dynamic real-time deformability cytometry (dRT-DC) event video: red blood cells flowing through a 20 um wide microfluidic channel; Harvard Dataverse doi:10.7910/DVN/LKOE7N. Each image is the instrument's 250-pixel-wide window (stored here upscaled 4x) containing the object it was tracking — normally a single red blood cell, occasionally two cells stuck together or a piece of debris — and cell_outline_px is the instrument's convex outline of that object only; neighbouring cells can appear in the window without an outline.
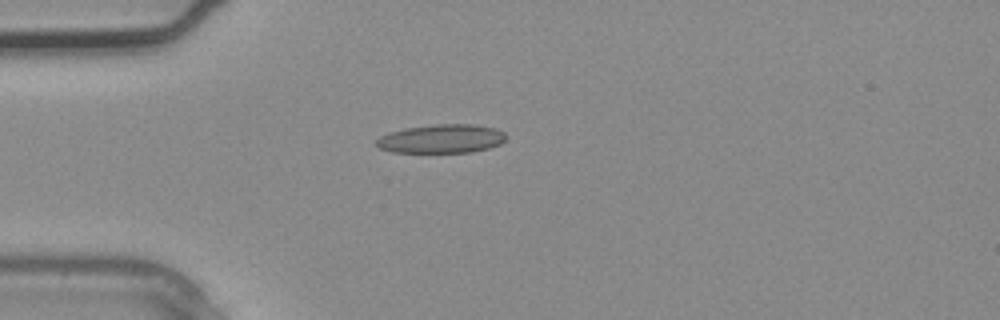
{"species": "common noctule bat (a hibernating species)", "species_latin": "Nyctalus noctula", "temperature_condition": "warm", "stored_images_in_passage": 2, "camera_frame_rate_fps": 3000, "um_per_image_px": 0.085, "animal": {"sex": "male", "body_mass_g": 20.4}, "frame": {"image": 1, "passage_image": 2, "time_ms": 0.333, "image_size_px": [1000, 320], "cell_outline_px": [[508, 136], [500, 144], [488, 148], [472, 152], [392, 152], [380, 148], [376, 144], [376, 140], [380, 136], [404, 128], [436, 124], [472, 124], [496, 128], [504, 132]], "centroid_in_image_um": [37.56, 11.79], "position_along_channel_um": 47.4, "area_um2": 21.68}}